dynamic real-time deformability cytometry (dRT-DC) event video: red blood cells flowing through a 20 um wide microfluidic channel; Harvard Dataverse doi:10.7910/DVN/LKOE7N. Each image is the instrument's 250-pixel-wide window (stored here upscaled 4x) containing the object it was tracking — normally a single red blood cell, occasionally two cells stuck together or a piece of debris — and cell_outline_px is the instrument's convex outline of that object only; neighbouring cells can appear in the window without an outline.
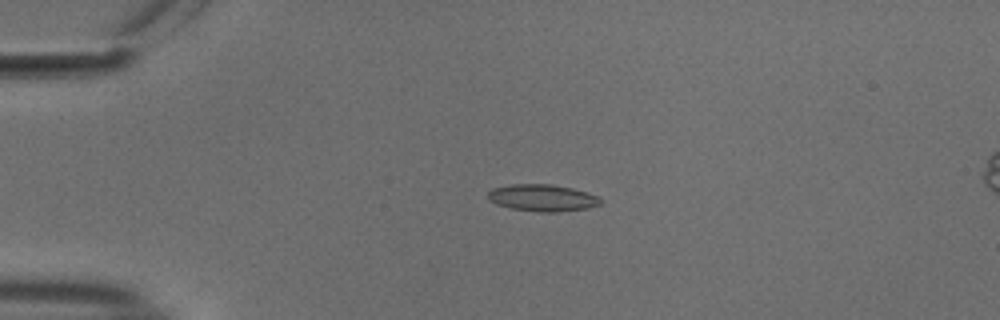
{"species": "common noctule bat (a hibernating species)", "species_latin": "Nyctalus noctula", "temperature_condition": "cold", "stored_images_in_passage": 51, "camera_frame_rate_fps": 3000, "um_per_image_px": 0.085, "animal": {"sex": "male", "body_mass_g": 18.8}, "frame": {"image": 1, "passage_image": 10, "time_ms": 3.0, "image_size_px": [1000, 320], "cell_outline_px": [[604, 200], [600, 204], [588, 208], [556, 212], [536, 212], [512, 208], [496, 204], [488, 200], [488, 192], [492, 188], [512, 184], [552, 184], [572, 188], [588, 192], [600, 196]], "centroid_in_image_um": [46.14, 16.81], "position_along_channel_um": 38.9, "area_um2": 17.86}}
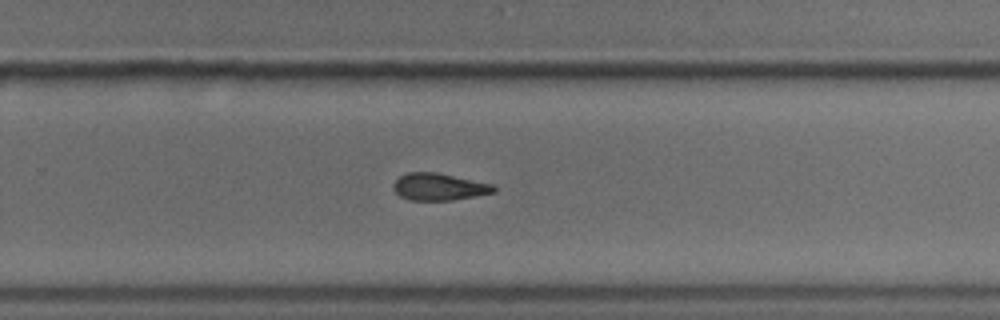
{"frame": {"image": 2, "passage_image": 33, "time_ms": 10.667, "image_size_px": [1000, 320], "cell_outline_px": [[496, 192], [476, 196], [452, 200], [408, 200], [400, 196], [392, 188], [392, 184], [400, 176], [408, 172], [436, 172], [492, 184], [496, 188]], "centroid_in_image_um": [37.3, 15.88], "position_along_channel_um": 292.5, "area_um2": 15.84}}
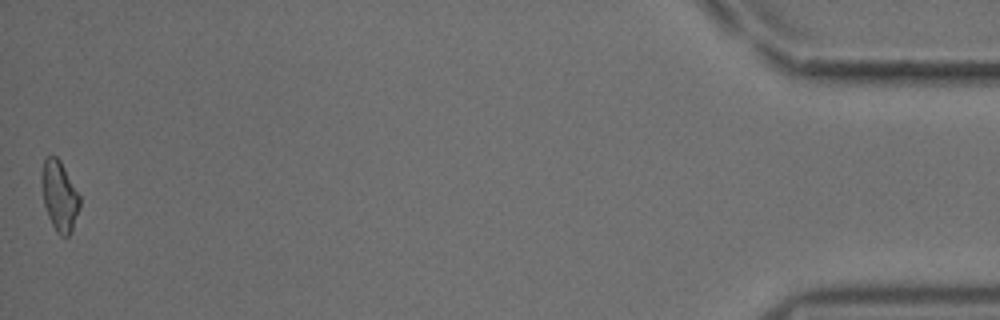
{"frame": {"image": 3, "passage_image": 51, "time_ms": 16.667, "image_size_px": [1000, 320], "cell_outline_px": [[80, 208], [72, 232], [68, 236], [60, 236], [56, 232], [48, 216], [44, 204], [40, 180], [40, 176], [44, 160], [48, 156], [56, 156], [60, 160], [80, 196]], "centroid_in_image_um": [5.05, 16.67], "position_along_channel_um": 430.2, "area_um2": 15.72}, "authors_computed_cell_mechanics": {"area_um2": 16.5308, "velocity_mm_per_s": 3.7738, "shape_relaxation_time_tau1_ms": 6.0178, "shape_relaxation_time_tau2_ms": 3.8924, "deformation_change_tau1": 0.1332, "deformation_change_tau2": 0.1229}}